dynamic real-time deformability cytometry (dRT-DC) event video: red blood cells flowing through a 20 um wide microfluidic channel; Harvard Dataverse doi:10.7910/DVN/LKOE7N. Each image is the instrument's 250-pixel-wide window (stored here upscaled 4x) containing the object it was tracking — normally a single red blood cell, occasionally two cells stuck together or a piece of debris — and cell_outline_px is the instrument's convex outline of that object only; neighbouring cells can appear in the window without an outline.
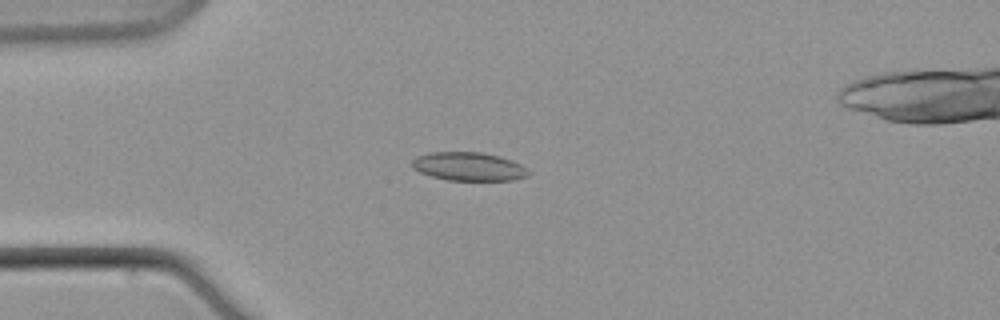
{"species": "common noctule bat (a hibernating species)", "species_latin": "Nyctalus noctula", "temperature_condition": "warm", "stored_images_in_passage": 7, "camera_frame_rate_fps": 3000, "um_per_image_px": 0.085, "animal": {"sex": "male", "body_mass_g": 21.5, "forearm_length_mm": 52.0}, "frame": {"image": 1, "passage_image": 5, "time_ms": 5.0, "image_size_px": [1000, 320], "cell_outline_px": [[532, 172], [528, 176], [512, 180], [448, 180], [432, 176], [420, 172], [412, 168], [412, 160], [416, 156], [428, 152], [480, 152], [500, 156], [512, 160], [520, 164]], "centroid_in_image_um": [39.84, 14.15], "position_along_channel_um": 45.2, "area_um2": 19.42}}